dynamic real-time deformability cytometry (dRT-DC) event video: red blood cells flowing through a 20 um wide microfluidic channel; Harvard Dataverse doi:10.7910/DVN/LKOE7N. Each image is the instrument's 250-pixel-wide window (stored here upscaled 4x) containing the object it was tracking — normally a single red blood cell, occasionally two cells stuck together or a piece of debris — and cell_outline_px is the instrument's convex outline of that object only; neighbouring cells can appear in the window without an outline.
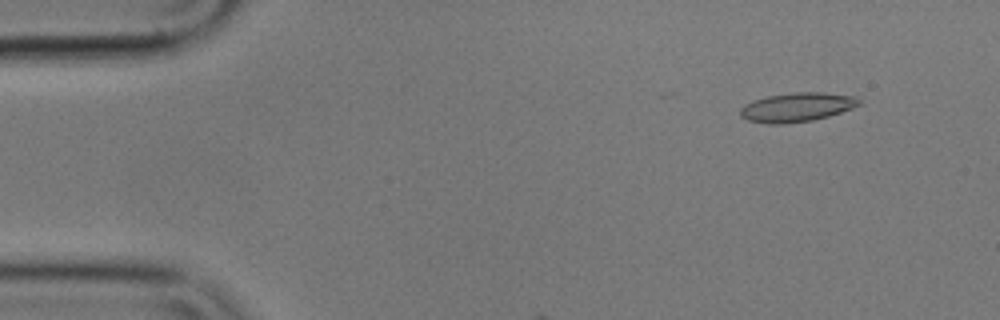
{"species": "common noctule bat (a hibernating species)", "species_latin": "Nyctalus noctula", "temperature_condition": "cold", "stored_images_in_passage": 10, "camera_frame_rate_fps": 3000, "um_per_image_px": 0.085, "animal": {"sex": "male", "body_mass_g": 17.9}, "frame": {"image": 1, "passage_image": 5, "time_ms": 1.333, "image_size_px": [1000, 320], "cell_outline_px": [[860, 104], [852, 108], [828, 116], [812, 120], [784, 124], [768, 124], [748, 120], [740, 116], [740, 108], [744, 104], [752, 100], [768, 96], [792, 92], [824, 92], [856, 96], [860, 100]], "centroid_in_image_um": [67.71, 9.1], "position_along_channel_um": 17.3, "area_um2": 20.23}}